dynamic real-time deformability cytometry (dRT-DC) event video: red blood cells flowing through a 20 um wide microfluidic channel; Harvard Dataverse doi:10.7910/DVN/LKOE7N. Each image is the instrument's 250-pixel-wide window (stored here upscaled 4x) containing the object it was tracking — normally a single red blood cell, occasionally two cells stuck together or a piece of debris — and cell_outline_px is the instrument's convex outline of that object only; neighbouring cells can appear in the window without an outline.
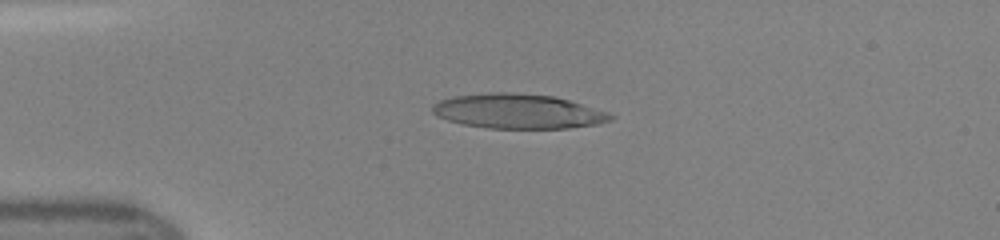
{"species": "human", "species_latin": "Homo sapiens", "temperature_condition": "room temperature", "stored_images_in_passage": 46, "camera_frame_rate_fps": 3000, "um_per_image_px": 0.085, "donor": {"sex": "female"}, "frame": {"image": 1, "passage_image": 11, "time_ms": 3.333, "image_size_px": [1000, 240], "cell_outline_px": [[616, 116], [612, 120], [596, 124], [568, 128], [488, 128], [460, 124], [436, 116], [432, 112], [432, 104], [440, 100], [452, 96], [492, 92], [512, 92], [556, 96], [608, 112]], "centroid_in_image_um": [44.01, 9.45], "position_along_channel_um": 41.0, "area_um2": 36.18}}
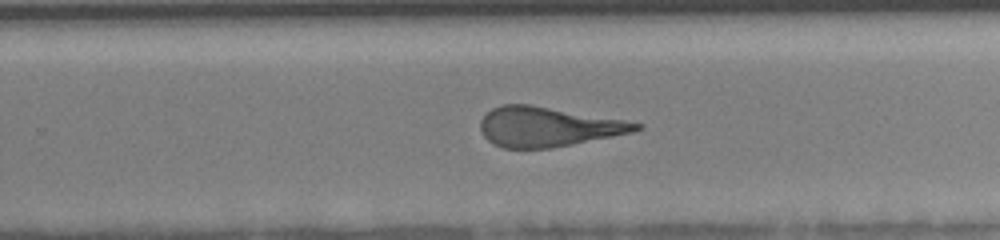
{"frame": {"image": 2, "passage_image": 30, "time_ms": 9.667, "image_size_px": [1000, 240], "cell_outline_px": [[644, 128], [632, 132], [552, 148], [504, 148], [492, 144], [484, 136], [480, 128], [480, 120], [492, 108], [504, 104], [532, 104], [624, 120], [644, 124]], "centroid_in_image_um": [46.56, 10.77], "position_along_channel_um": 283.2, "area_um2": 35.89}}
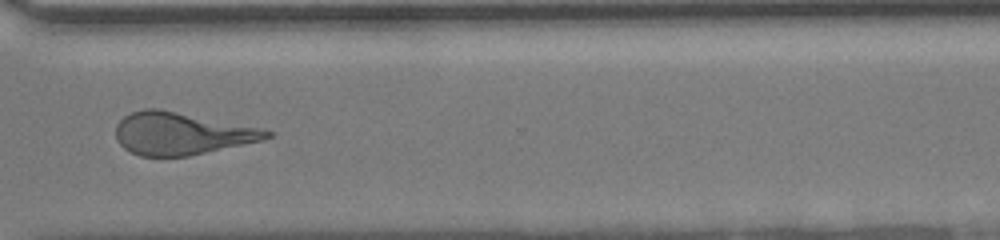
{"frame": {"image": 3, "passage_image": 35, "time_ms": 11.333, "image_size_px": [1000, 240], "cell_outline_px": [[272, 136], [264, 140], [188, 156], [140, 156], [124, 148], [116, 140], [116, 124], [124, 116], [132, 112], [144, 108], [160, 108], [260, 128], [272, 132]], "centroid_in_image_um": [15.39, 11.34], "position_along_channel_um": 355.2, "area_um2": 37.17}}